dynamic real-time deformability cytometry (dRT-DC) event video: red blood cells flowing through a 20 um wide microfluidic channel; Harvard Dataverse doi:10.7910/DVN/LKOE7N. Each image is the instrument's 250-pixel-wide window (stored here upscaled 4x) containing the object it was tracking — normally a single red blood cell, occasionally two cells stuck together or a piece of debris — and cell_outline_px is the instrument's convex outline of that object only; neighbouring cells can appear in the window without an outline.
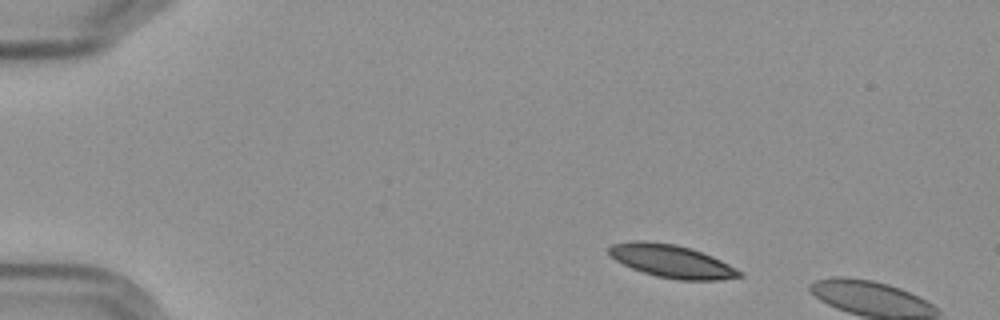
{"species": "Egyptian fruit bat (a non-hibernating species)", "species_latin": "Rousettus aegyptiacus", "temperature_condition": "cold", "stored_images_in_passage": 2, "camera_frame_rate_fps": 3000, "um_per_image_px": 0.085, "frame": {"image": 1, "passage_image": 1, "time_ms": 0.0, "image_size_px": [1000, 320], "cell_outline_px": [[744, 276], [720, 280], [676, 280], [656, 276], [632, 268], [616, 260], [608, 252], [608, 248], [612, 244], [632, 240], [644, 240], [676, 244], [692, 248], [712, 256], [744, 272]], "centroid_in_image_um": [57.12, 22.19], "position_along_channel_um": 27.9, "area_um2": 25.14}}